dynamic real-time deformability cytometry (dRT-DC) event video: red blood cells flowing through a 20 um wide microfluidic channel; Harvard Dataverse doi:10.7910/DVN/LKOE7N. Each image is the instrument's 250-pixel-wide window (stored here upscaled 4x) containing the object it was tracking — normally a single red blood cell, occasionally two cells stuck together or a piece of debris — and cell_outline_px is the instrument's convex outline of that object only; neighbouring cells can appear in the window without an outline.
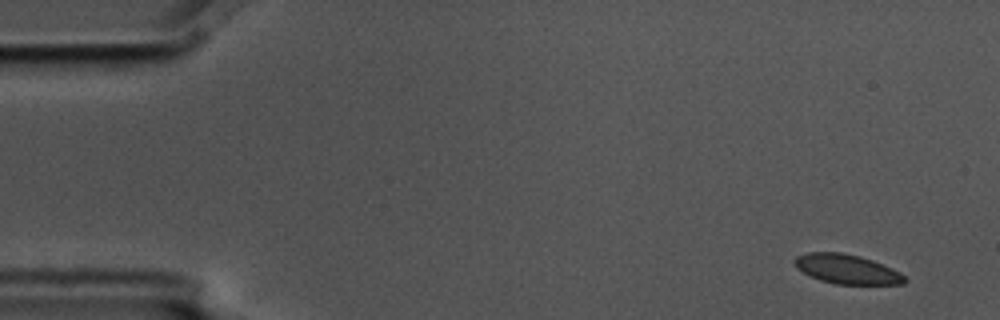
{"species": "common noctule bat (a hibernating species)", "species_latin": "Nyctalus noctula", "temperature_condition": "cold", "stored_images_in_passage": 10, "camera_frame_rate_fps": 3000, "um_per_image_px": 0.085, "animal": {"sex": "male", "body_mass_g": 17.5, "forearm_length_mm": 52.3}, "frame": {"image": 1, "passage_image": 1, "time_ms": 0.0, "image_size_px": [1000, 320], "cell_outline_px": [[908, 280], [904, 284], [836, 284], [820, 280], [796, 268], [792, 260], [796, 256], [808, 252], [840, 252], [860, 256], [872, 260], [892, 268], [900, 272]], "centroid_in_image_um": [71.98, 22.87], "position_along_channel_um": 13.0, "area_um2": 18.9}}
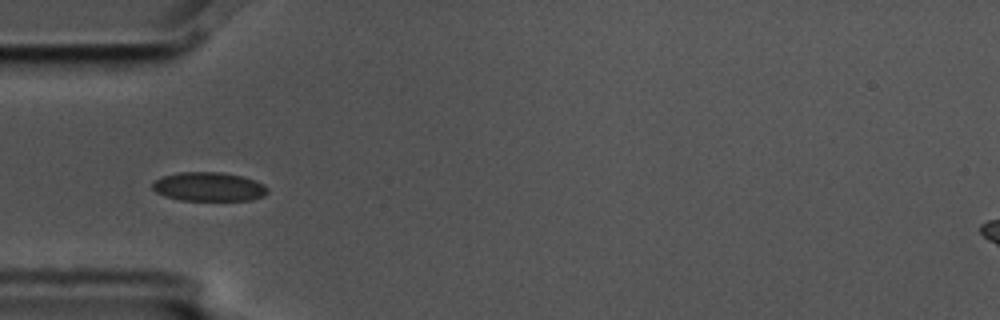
{"frame": {"image": 2, "passage_image": 5, "time_ms": 1.333, "image_size_px": [1000, 320], "cell_outline_px": [[268, 192], [264, 196], [252, 200], [180, 200], [164, 196], [156, 192], [152, 188], [152, 184], [156, 180], [164, 176], [180, 172], [220, 172], [244, 176], [264, 184], [268, 188]], "centroid_in_image_um": [17.78, 15.87], "position_along_channel_um": 67.2, "area_um2": 19.48}}